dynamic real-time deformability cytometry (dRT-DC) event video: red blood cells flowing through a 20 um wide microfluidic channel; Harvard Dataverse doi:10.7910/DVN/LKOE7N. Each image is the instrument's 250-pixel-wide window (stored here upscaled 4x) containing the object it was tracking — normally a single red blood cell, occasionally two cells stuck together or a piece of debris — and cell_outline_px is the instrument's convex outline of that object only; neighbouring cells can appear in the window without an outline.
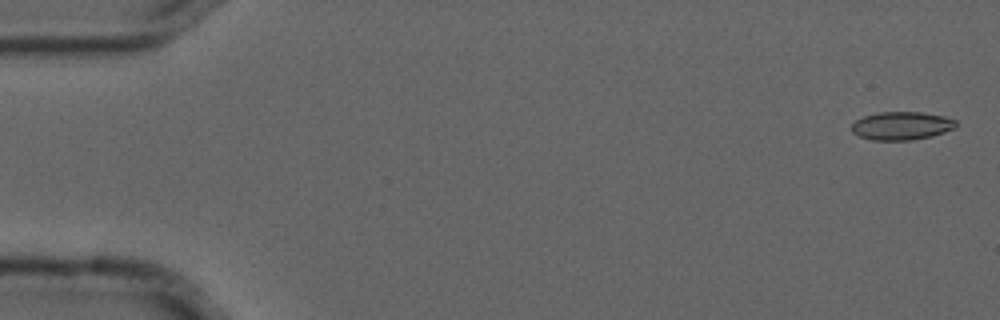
{"species": "common noctule bat (a hibernating species)", "species_latin": "Nyctalus noctula", "temperature_condition": "cold", "stored_images_in_passage": 5, "camera_frame_rate_fps": 3000, "um_per_image_px": 0.085, "animal": {"sex": "male", "forearm_length_mm": 52.5}, "frame": {"image": 1, "passage_image": 1, "time_ms": 0.0, "image_size_px": [1000, 320], "cell_outline_px": [[956, 128], [932, 136], [912, 140], [872, 140], [860, 136], [852, 132], [852, 124], [856, 120], [864, 116], [876, 112], [920, 112], [944, 116], [956, 120]], "centroid_in_image_um": [76.64, 10.69], "position_along_channel_um": 8.4, "area_um2": 17.17}}
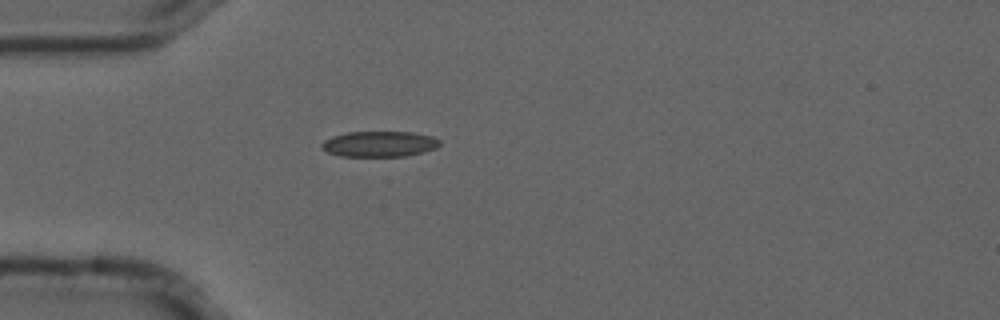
{"frame": {"image": 2, "passage_image": 5, "time_ms": 1.333, "image_size_px": [1000, 320], "cell_outline_px": [[440, 144], [436, 148], [424, 152], [404, 156], [340, 156], [328, 152], [320, 148], [320, 144], [324, 140], [332, 136], [348, 132], [412, 132], [432, 136], [440, 140]], "centroid_in_image_um": [32.23, 12.24], "position_along_channel_um": 52.8, "area_um2": 17.69}}